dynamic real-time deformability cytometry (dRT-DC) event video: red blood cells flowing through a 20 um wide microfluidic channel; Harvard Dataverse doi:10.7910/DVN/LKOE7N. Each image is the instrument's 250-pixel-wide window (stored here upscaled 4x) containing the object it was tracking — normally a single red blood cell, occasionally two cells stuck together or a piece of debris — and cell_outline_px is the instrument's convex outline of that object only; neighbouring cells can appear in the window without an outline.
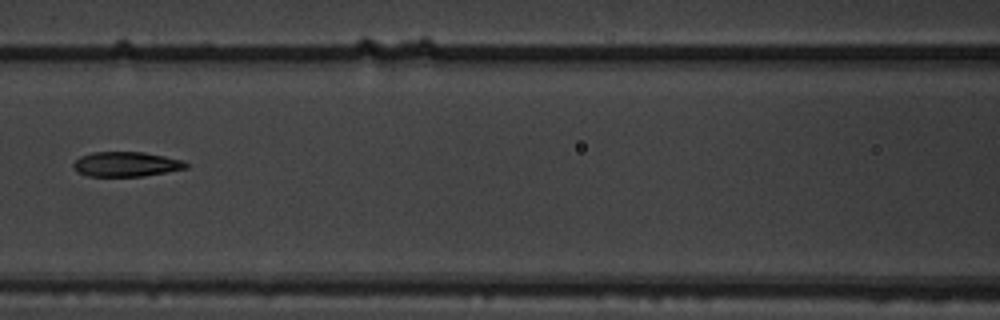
{"species": "common noctule bat (a hibernating species)", "species_latin": "Nyctalus noctula", "temperature_condition": "warm", "stored_images_in_passage": 10, "camera_frame_rate_fps": 3000, "um_per_image_px": 0.085, "animal": {"sex": "male", "body_mass_g": 19.5, "forearm_length_mm": 54.6}, "frame": {"image": 1, "passage_image": 7, "time_ms": 2.0, "image_size_px": [1000, 320], "cell_outline_px": [[188, 168], [144, 176], [88, 176], [76, 172], [72, 164], [80, 156], [92, 152], [144, 152], [184, 160], [188, 164]], "centroid_in_image_um": [10.72, 13.95], "position_along_channel_um": 155.9, "area_um2": 16.36}}
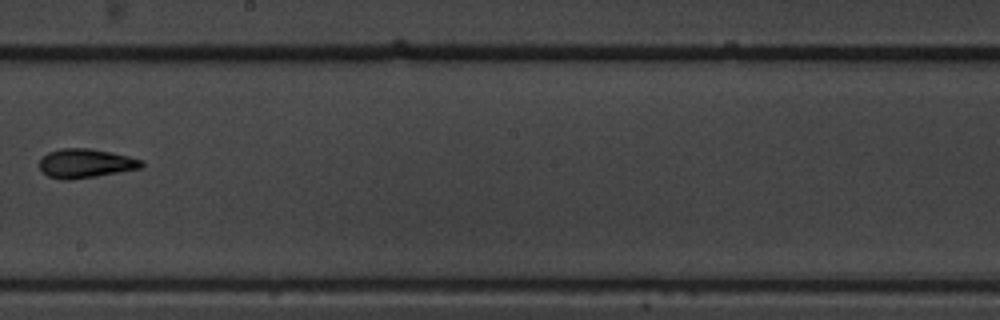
{"frame": {"image": 2, "passage_image": 9, "time_ms": 2.667, "image_size_px": [1000, 320], "cell_outline_px": [[144, 168], [96, 176], [68, 180], [60, 180], [48, 176], [40, 168], [40, 156], [48, 152], [60, 148], [88, 148], [128, 156], [144, 160]], "centroid_in_image_um": [7.28, 13.89], "position_along_channel_um": 240.9, "area_um2": 17.4}}
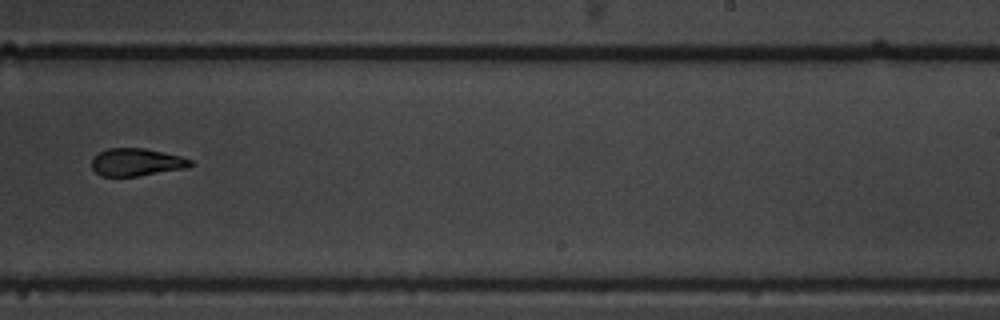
{"frame": {"image": 3, "passage_image": 10, "time_ms": 3.0, "image_size_px": [1000, 320], "cell_outline_px": [[192, 164], [184, 168], [140, 176], [100, 176], [92, 168], [92, 156], [108, 148], [144, 148], [164, 152], [180, 156], [192, 160]], "centroid_in_image_um": [11.56, 13.78], "position_along_channel_um": 277.4, "area_um2": 15.84}}